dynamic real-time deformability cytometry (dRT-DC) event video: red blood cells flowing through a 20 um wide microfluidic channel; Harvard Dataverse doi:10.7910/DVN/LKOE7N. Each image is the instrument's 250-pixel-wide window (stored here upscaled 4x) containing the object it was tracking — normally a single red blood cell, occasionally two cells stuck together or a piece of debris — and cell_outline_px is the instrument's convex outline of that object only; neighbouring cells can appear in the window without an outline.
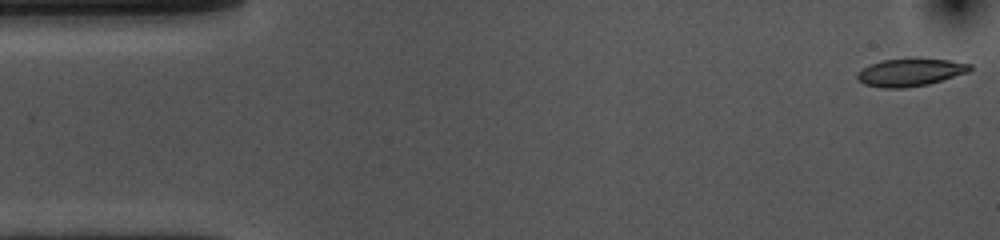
{"species": "common noctule bat (a hibernating species)", "species_latin": "Nyctalus noctula", "temperature_condition": "cold", "stored_images_in_passage": 54, "camera_frame_rate_fps": 3000, "um_per_image_px": 0.085, "animal": {"sex": "female", "body_mass_g": 10.0, "forearm_length_mm": 53.1}, "frame": {"image": 1, "passage_image": 1, "time_ms": 0.0, "image_size_px": [1000, 240], "cell_outline_px": [[972, 68], [968, 72], [928, 84], [904, 88], [884, 88], [864, 84], [856, 76], [864, 68], [880, 60], [916, 56], [948, 60], [972, 64]], "centroid_in_image_um": [77.41, 6.11], "position_along_channel_um": 7.6, "area_um2": 18.44}}
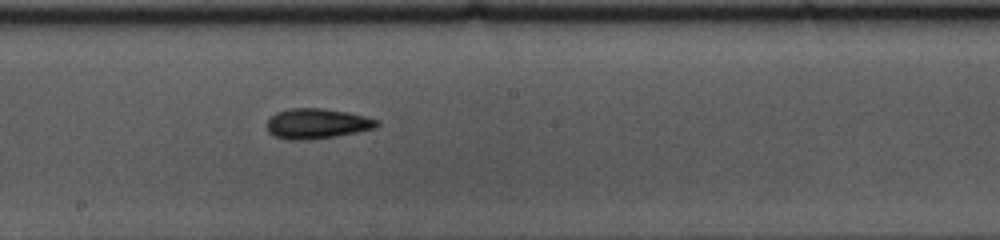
{"frame": {"image": 2, "passage_image": 28, "time_ms": 9.0, "image_size_px": [1000, 240], "cell_outline_px": [[380, 124], [376, 128], [336, 136], [308, 140], [288, 140], [276, 136], [268, 132], [268, 120], [276, 112], [288, 108], [324, 108], [348, 112], [380, 120]], "centroid_in_image_um": [26.97, 10.5], "position_along_channel_um": 221.2, "area_um2": 19.42}}
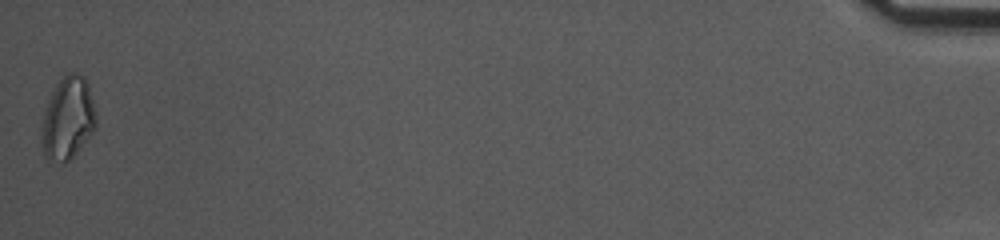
{"frame": {"image": 3, "passage_image": 54, "time_ms": 17.667, "image_size_px": [1000, 240], "cell_outline_px": [[96, 124], [92, 132], [76, 152], [64, 164], [48, 160], [44, 156], [40, 140], [44, 112], [48, 100], [56, 84], [68, 72], [76, 72], [84, 76], [88, 84], [96, 112]], "centroid_in_image_um": [5.75, 10.06], "position_along_channel_um": 429.5, "area_um2": 26.18}, "authors_computed_cell_mechanics": {"area_um2": 18.6983, "velocity_mm_per_s": 3.595, "shape_relaxation_time_tau1_ms": 6.5357, "shape_relaxation_time_tau2_ms": 7.4186, "deformation_change_tau1": 0.1615, "deformation_change_tau2": 0.1632}}